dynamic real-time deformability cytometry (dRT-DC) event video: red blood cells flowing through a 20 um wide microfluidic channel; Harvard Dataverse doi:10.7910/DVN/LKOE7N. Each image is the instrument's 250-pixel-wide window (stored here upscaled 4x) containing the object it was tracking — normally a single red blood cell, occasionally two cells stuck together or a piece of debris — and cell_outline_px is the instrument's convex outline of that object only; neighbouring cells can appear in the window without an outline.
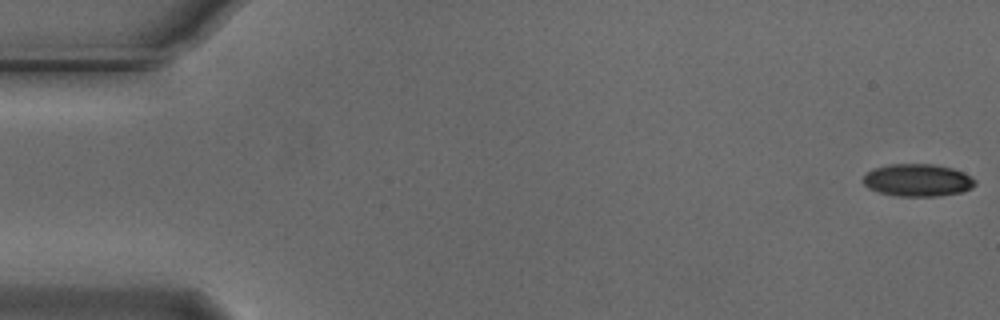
{"species": "Egyptian fruit bat (a non-hibernating species)", "species_latin": "Rousettus aegyptiacus", "temperature_condition": "cold", "stored_images_in_passage": 30, "camera_frame_rate_fps": 3000, "um_per_image_px": 0.085, "animal": {"sex": "male"}, "frame": {"image": 1, "passage_image": 1, "time_ms": 0.0, "image_size_px": [1000, 320], "cell_outline_px": [[976, 184], [972, 188], [964, 192], [940, 196], [896, 196], [880, 192], [868, 188], [860, 180], [868, 172], [876, 168], [892, 164], [932, 164], [952, 168], [964, 172], [972, 176], [976, 180]], "centroid_in_image_um": [78.04, 15.32], "position_along_channel_um": 7.0, "area_um2": 21.33}}
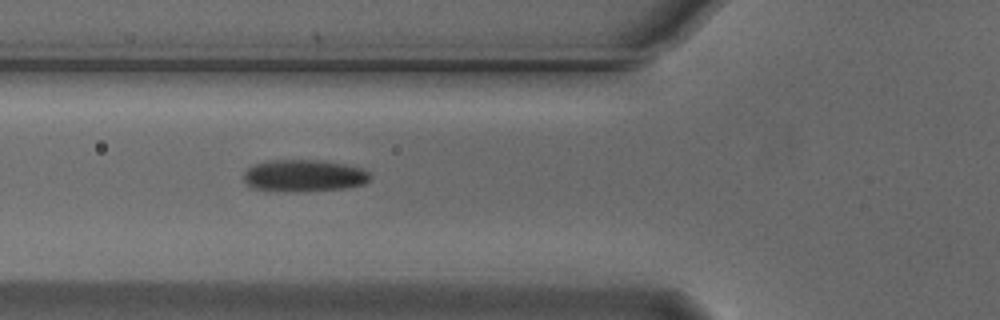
{"frame": {"image": 2, "passage_image": 20, "time_ms": 6.333, "image_size_px": [1000, 320], "cell_outline_px": [[372, 176], [364, 184], [348, 188], [304, 192], [296, 192], [252, 188], [244, 180], [244, 172], [248, 168], [256, 164], [268, 160], [316, 160], [344, 164], [364, 168]], "centroid_in_image_um": [25.87, 14.94], "position_along_channel_um": 99.9, "area_um2": 23.7}}
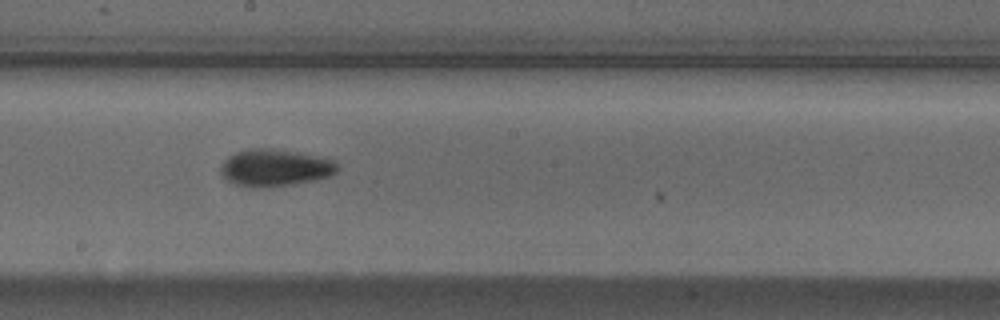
{"frame": {"image": 3, "passage_image": 30, "time_ms": 9.667, "image_size_px": [1000, 320], "cell_outline_px": [[336, 172], [328, 176], [316, 180], [268, 188], [252, 188], [236, 184], [228, 180], [220, 172], [220, 168], [224, 160], [228, 156], [236, 152], [248, 148], [272, 148], [296, 152], [332, 160], [336, 164]], "centroid_in_image_um": [23.31, 14.27], "position_along_channel_um": 224.9, "area_um2": 25.09}}